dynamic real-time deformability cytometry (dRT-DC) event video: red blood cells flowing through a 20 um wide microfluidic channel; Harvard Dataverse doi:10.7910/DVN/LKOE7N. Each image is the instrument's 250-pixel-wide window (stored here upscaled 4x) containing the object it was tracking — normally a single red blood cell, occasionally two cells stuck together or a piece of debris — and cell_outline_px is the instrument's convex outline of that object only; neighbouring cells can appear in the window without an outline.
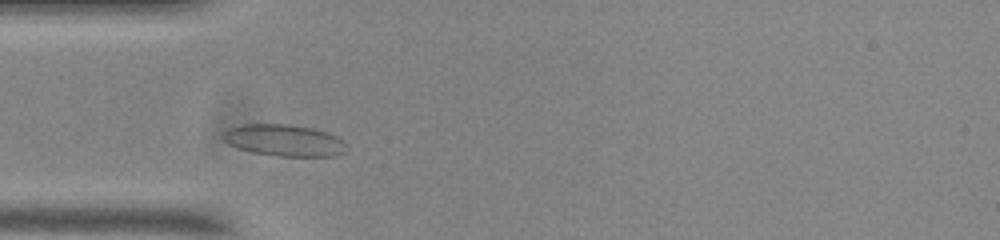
{"species": "common noctule bat (a hibernating species)", "species_latin": "Nyctalus noctula", "temperature_condition": "room temperature", "stored_images_in_passage": 46, "camera_frame_rate_fps": 3000, "um_per_image_px": 0.085, "animal": {"sex": "male", "body_mass_g": 20.0, "forearm_length_mm": 53.3}, "frame": {"image": 1, "passage_image": 7, "time_ms": 2.0, "image_size_px": [1000, 240], "cell_outline_px": [[344, 152], [336, 156], [280, 156], [252, 152], [236, 148], [228, 144], [224, 140], [224, 132], [228, 128], [240, 124], [288, 124], [312, 128], [336, 136], [344, 144]], "centroid_in_image_um": [24.09, 11.93], "position_along_channel_um": 60.9, "area_um2": 22.54}}
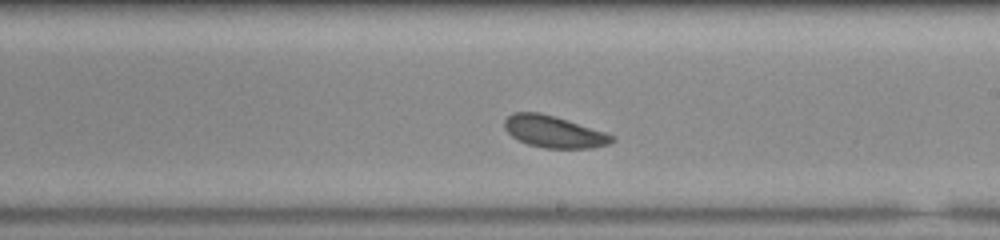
{"frame": {"image": 2, "passage_image": 22, "time_ms": 7.0, "image_size_px": [1000, 240], "cell_outline_px": [[616, 140], [608, 144], [592, 148], [544, 148], [528, 144], [512, 136], [504, 128], [504, 120], [512, 112], [540, 112], [604, 132], [616, 136]], "centroid_in_image_um": [47.07, 11.2], "position_along_channel_um": 241.9, "area_um2": 19.71}}
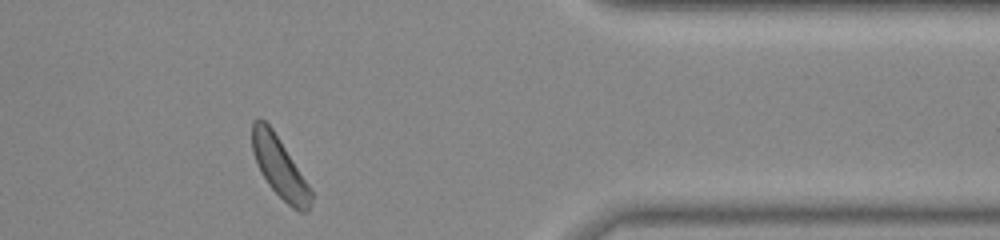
{"frame": {"image": 3, "passage_image": 36, "time_ms": 11.667, "image_size_px": [1000, 240], "cell_outline_px": [[312, 200], [308, 212], [300, 212], [292, 208], [268, 184], [260, 172], [252, 152], [252, 120], [256, 116], [260, 116], [272, 128], [312, 188]], "centroid_in_image_um": [23.76, 14.2], "position_along_channel_um": 387.6, "area_um2": 20.98}, "authors_computed_cell_mechanics": {"area_um2": 20.7502, "velocity_mm_per_s": 3.6396, "shape_relaxation_time_tau1_ms": 2.3712, "shape_relaxation_time_tau2_ms": 2.3823, "deformation_change_tau1": 0.0531, "deformation_change_tau2": 0.07}}